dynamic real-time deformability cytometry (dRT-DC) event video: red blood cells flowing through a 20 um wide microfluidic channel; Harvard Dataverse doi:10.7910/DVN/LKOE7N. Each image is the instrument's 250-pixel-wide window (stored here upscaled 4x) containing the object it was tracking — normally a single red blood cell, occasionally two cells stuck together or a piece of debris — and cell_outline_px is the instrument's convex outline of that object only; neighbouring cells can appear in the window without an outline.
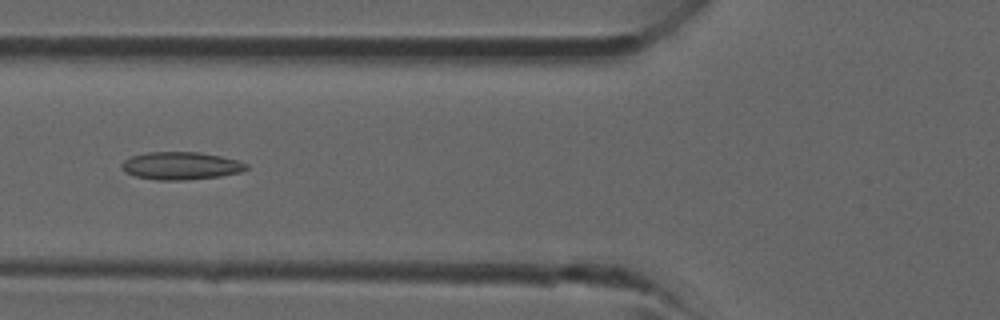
{"species": "common noctule bat (a hibernating species)", "species_latin": "Nyctalus noctula", "temperature_condition": "room temperature", "stored_images_in_passage": 40, "camera_frame_rate_fps": 3000, "um_per_image_px": 0.085, "animal": {"sex": "male", "forearm_length_mm": 52.5}, "frame": {"image": 1, "passage_image": 15, "time_ms": 4.667, "image_size_px": [1000, 320], "cell_outline_px": [[248, 168], [240, 172], [220, 176], [184, 180], [160, 180], [136, 176], [124, 172], [120, 164], [124, 160], [132, 156], [148, 152], [200, 152], [220, 156], [236, 160], [248, 164]], "centroid_in_image_um": [15.36, 14.09], "position_along_channel_um": 110.4, "area_um2": 20.0}}
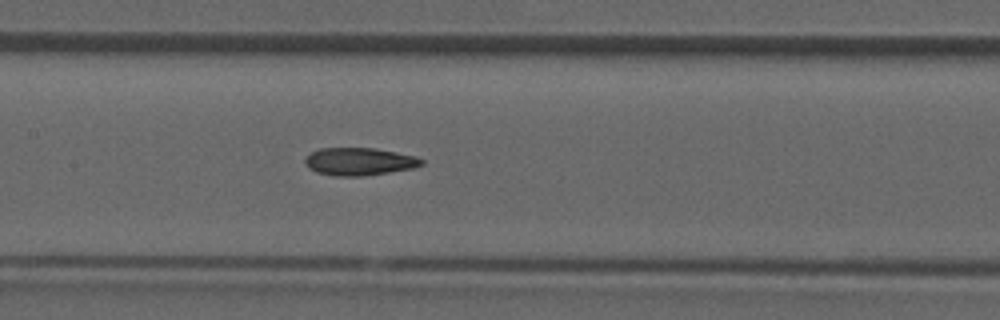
{"frame": {"image": 2, "passage_image": 19, "time_ms": 6.0, "image_size_px": [1000, 320], "cell_outline_px": [[424, 164], [412, 168], [388, 172], [360, 176], [332, 176], [316, 172], [308, 168], [304, 160], [312, 152], [320, 148], [376, 148], [416, 156], [424, 160]], "centroid_in_image_um": [30.54, 13.73], "position_along_channel_um": 176.9, "area_um2": 18.73}}
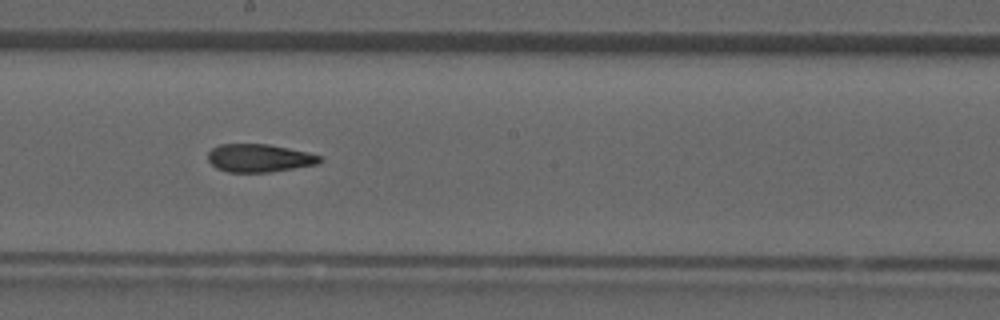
{"frame": {"image": 3, "passage_image": 22, "time_ms": 7.0, "image_size_px": [1000, 320], "cell_outline_px": [[324, 160], [320, 164], [268, 172], [228, 172], [216, 168], [208, 160], [208, 152], [212, 148], [220, 144], [268, 144], [308, 152], [320, 156]], "centroid_in_image_um": [22.05, 13.43], "position_along_channel_um": 226.1, "area_um2": 18.32}}